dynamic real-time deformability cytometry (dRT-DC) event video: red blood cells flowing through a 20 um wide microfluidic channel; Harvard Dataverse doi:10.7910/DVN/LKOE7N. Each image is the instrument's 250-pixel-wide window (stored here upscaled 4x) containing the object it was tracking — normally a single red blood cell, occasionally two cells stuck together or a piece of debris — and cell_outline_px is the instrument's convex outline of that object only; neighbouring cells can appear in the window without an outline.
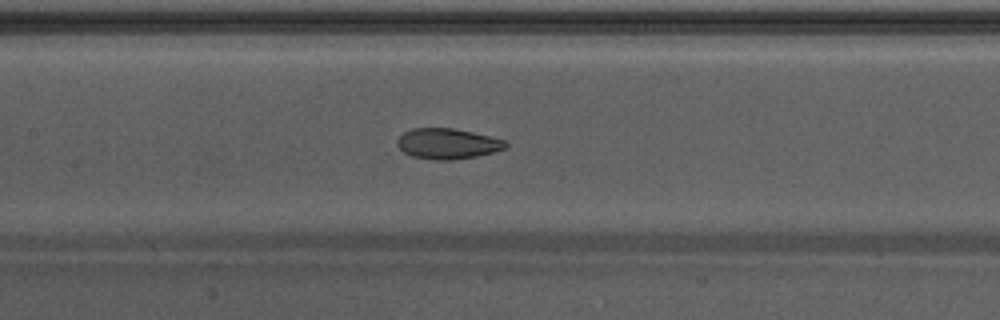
{"species": "Egyptian fruit bat (a non-hibernating species)", "species_latin": "Rousettus aegyptiacus", "temperature_condition": "warm", "stored_images_in_passage": 43, "camera_frame_rate_fps": 3000, "um_per_image_px": 0.085, "animal": {"sex": "male"}, "frame": {"image": 1, "passage_image": 14, "time_ms": 4.333, "image_size_px": [1000, 320], "cell_outline_px": [[508, 144], [504, 148], [492, 152], [476, 156], [452, 160], [432, 160], [412, 156], [404, 152], [396, 144], [396, 140], [404, 132], [412, 128], [452, 128], [472, 132], [504, 140]], "centroid_in_image_um": [37.99, 12.21], "position_along_channel_um": 169.4, "area_um2": 19.13}, "authors_computed_cell_mechanics": {"area_um2": 19.941, "velocity_mm_per_s": 3.8908, "shape_relaxation_time_tau1_ms": null, "shape_relaxation_time_tau2_ms": 1.7944, "deformation_change_tau1": null, "deformation_change_tau2": 0.0496}}